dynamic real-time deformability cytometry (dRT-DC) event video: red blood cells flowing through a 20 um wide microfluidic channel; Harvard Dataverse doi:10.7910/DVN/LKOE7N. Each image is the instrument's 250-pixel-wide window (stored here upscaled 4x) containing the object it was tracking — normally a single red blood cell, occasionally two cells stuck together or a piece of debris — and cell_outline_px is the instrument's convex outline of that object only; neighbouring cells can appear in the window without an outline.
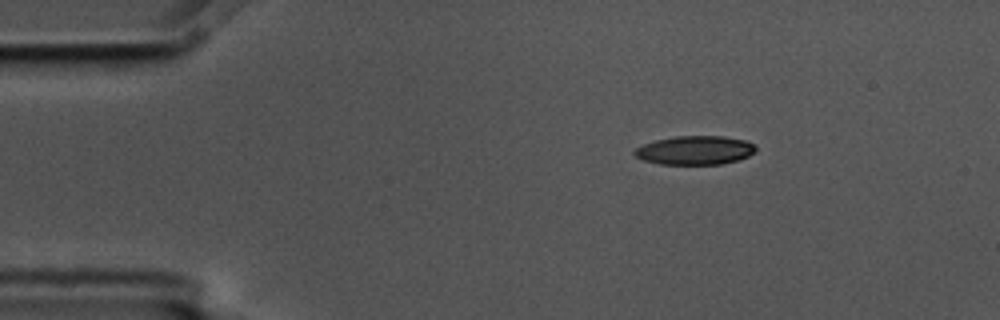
{"species": "common noctule bat (a hibernating species)", "species_latin": "Nyctalus noctula", "temperature_condition": "cold", "stored_images_in_passage": 5, "segment_of_instrument_passage": [2, 2], "camera_frame_rate_fps": 3000, "um_per_image_px": 0.085, "animal": {"sex": "male", "body_mass_g": 17.5, "forearm_length_mm": 52.3}, "frame": {"image": 1, "passage_image": 5, "time_ms": 1.333, "image_size_px": [1000, 320], "cell_outline_px": [[756, 152], [740, 160], [720, 164], [660, 164], [644, 160], [636, 156], [632, 152], [636, 148], [644, 144], [656, 140], [676, 136], [724, 136], [748, 140], [756, 144]], "centroid_in_image_um": [59.14, 12.76], "position_along_channel_um": 25.9, "area_um2": 20.52}}